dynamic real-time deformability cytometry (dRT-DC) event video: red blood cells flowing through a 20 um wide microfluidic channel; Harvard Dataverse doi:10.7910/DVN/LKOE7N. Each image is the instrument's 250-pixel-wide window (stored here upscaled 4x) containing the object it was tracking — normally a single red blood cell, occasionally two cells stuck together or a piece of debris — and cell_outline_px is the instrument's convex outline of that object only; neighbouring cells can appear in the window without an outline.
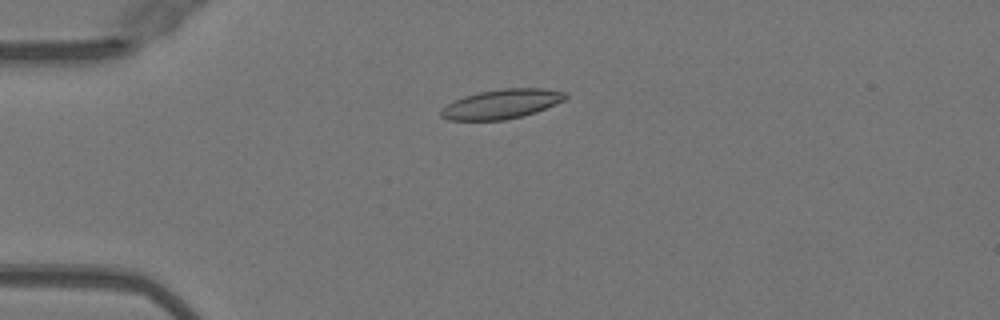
{"species": "Egyptian fruit bat (a non-hibernating species)", "species_latin": "Rousettus aegyptiacus", "temperature_condition": "warm", "stored_images_in_passage": 51, "camera_frame_rate_fps": 3000, "um_per_image_px": 0.085, "animal": {"sex": "female"}, "frame": {"image": 1, "passage_image": 13, "time_ms": 4.0, "image_size_px": [1000, 320], "cell_outline_px": [[568, 96], [564, 100], [536, 112], [524, 116], [504, 120], [448, 120], [440, 116], [440, 112], [448, 104], [464, 96], [480, 92], [504, 88], [544, 88], [564, 92]], "centroid_in_image_um": [42.65, 8.84], "position_along_channel_um": 42.3, "area_um2": 21.15}}
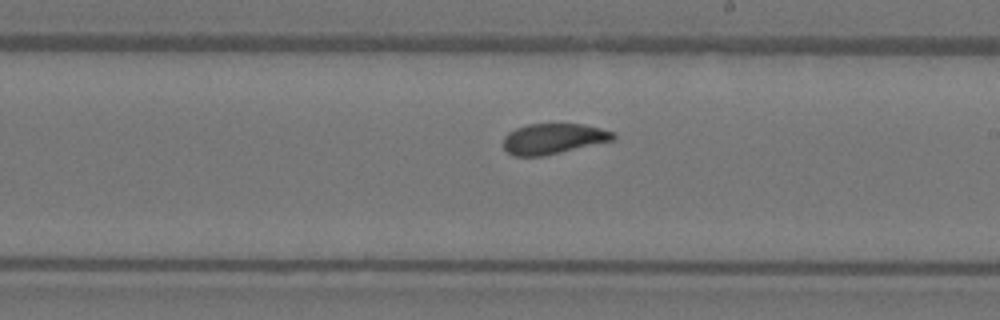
{"frame": {"image": 2, "passage_image": 30, "time_ms": 9.667, "image_size_px": [1000, 320], "cell_outline_px": [[616, 140], [544, 156], [512, 156], [504, 148], [504, 136], [508, 132], [516, 128], [528, 124], [584, 124], [616, 132]], "centroid_in_image_um": [47.07, 11.79], "position_along_channel_um": 241.9, "area_um2": 19.77}}
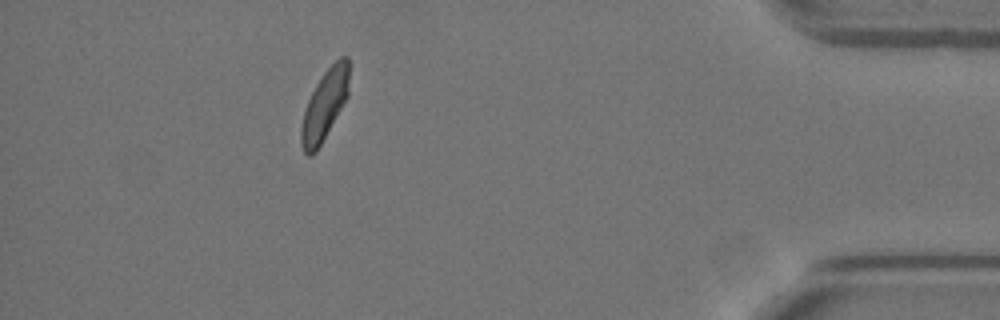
{"frame": {"image": 3, "passage_image": 46, "time_ms": 15.0, "image_size_px": [1000, 320], "cell_outline_px": [[348, 96], [316, 152], [312, 156], [308, 156], [304, 152], [300, 144], [300, 128], [304, 112], [308, 100], [316, 84], [324, 72], [340, 56], [348, 56]], "centroid_in_image_um": [27.57, 8.96], "position_along_channel_um": 407.6, "area_um2": 19.36}, "authors_computed_cell_mechanics": {"area_um2": 20.4612, "velocity_mm_per_s": 4.0181, "shape_relaxation_time_tau1_ms": 8.4647, "shape_relaxation_time_tau2_ms": 2.6711, "deformation_change_tau1": 0.2039, "deformation_change_tau2": 0.0807}}